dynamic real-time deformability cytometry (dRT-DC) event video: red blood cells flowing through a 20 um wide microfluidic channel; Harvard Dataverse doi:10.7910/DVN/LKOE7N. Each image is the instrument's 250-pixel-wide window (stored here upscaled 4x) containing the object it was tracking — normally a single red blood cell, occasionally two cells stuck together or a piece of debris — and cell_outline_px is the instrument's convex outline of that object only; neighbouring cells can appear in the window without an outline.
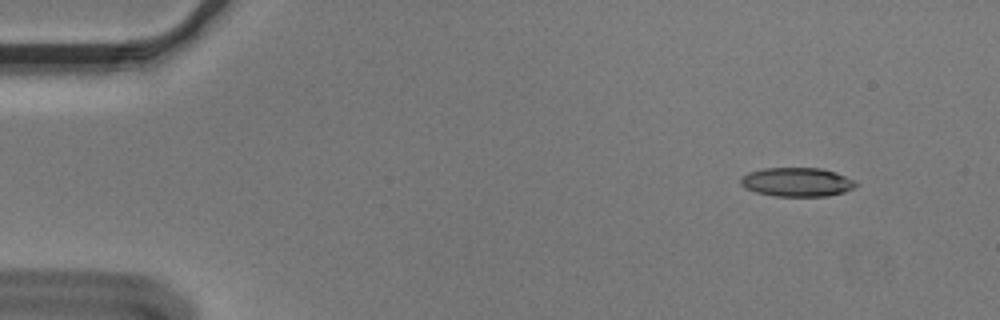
{"species": "Egyptian fruit bat (a non-hibernating species)", "species_latin": "Rousettus aegyptiacus", "temperature_condition": "cold", "stored_images_in_passage": 51, "camera_frame_rate_fps": 3000, "um_per_image_px": 0.085, "animal": {"sex": "male"}, "frame": {"image": 1, "passage_image": 1, "time_ms": 0.0, "image_size_px": [1000, 320], "cell_outline_px": [[856, 184], [852, 188], [844, 192], [828, 196], [772, 196], [756, 192], [744, 188], [740, 184], [740, 176], [748, 172], [764, 168], [820, 168], [836, 172], [852, 180]], "centroid_in_image_um": [67.66, 15.47], "position_along_channel_um": 17.3, "area_um2": 19.42}}
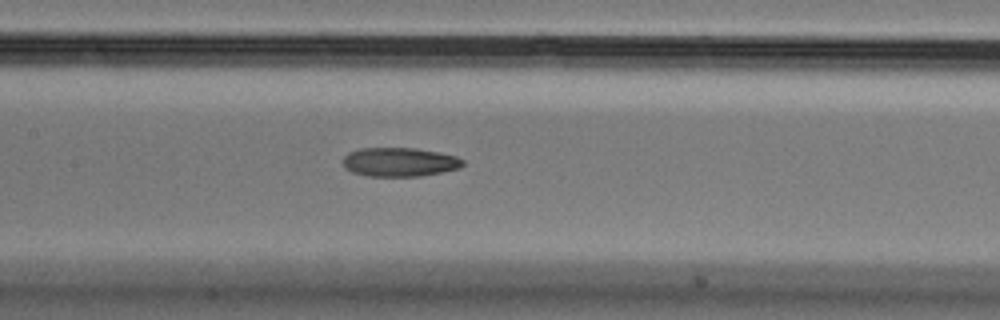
{"frame": {"image": 2, "passage_image": 22, "time_ms": 7.0, "image_size_px": [1000, 320], "cell_outline_px": [[464, 164], [460, 168], [420, 176], [368, 176], [352, 172], [344, 168], [344, 156], [348, 152], [360, 148], [416, 148], [440, 152], [456, 156], [464, 160]], "centroid_in_image_um": [33.96, 13.76], "position_along_channel_um": 173.4, "area_um2": 20.29}}
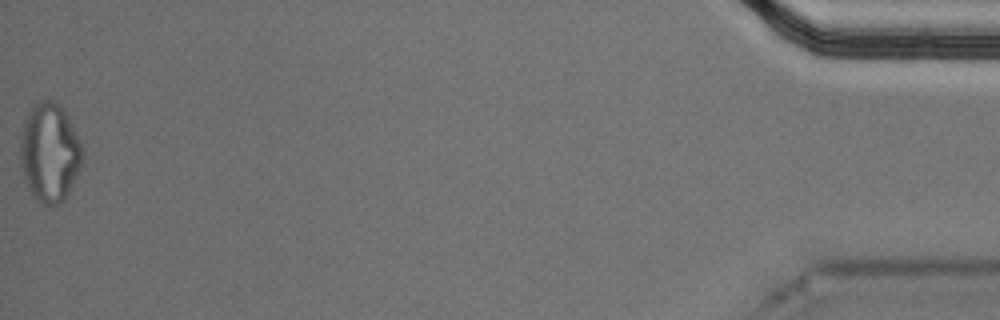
{"frame": {"image": 3, "passage_image": 51, "time_ms": 16.667, "image_size_px": [1000, 320], "cell_outline_px": [[84, 160], [68, 196], [60, 204], [44, 204], [36, 200], [32, 196], [24, 180], [20, 164], [20, 136], [24, 120], [32, 104], [44, 100], [52, 100], [64, 112], [84, 148]], "centroid_in_image_um": [4.21, 13.01], "position_along_channel_um": 431.0, "area_um2": 36.18}, "authors_computed_cell_mechanics": {"area_um2": 20.808, "velocity_mm_per_s": 3.6343, "shape_relaxation_time_tau1_ms": null, "shape_relaxation_time_tau2_ms": 6.5132, "deformation_change_tau1": null, "deformation_change_tau2": 0.1617}}